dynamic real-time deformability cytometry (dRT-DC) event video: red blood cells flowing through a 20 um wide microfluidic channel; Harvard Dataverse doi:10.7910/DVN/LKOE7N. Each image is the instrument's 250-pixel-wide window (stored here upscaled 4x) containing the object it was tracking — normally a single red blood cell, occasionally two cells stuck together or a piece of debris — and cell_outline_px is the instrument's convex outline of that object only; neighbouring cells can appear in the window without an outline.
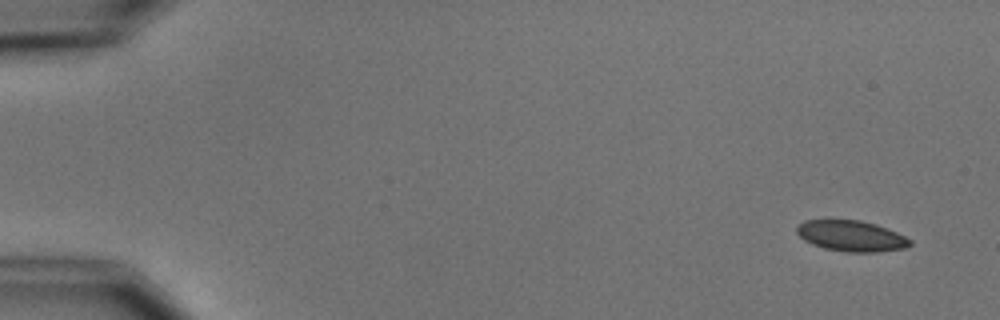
{"species": "common noctule bat (a hibernating species)", "species_latin": "Nyctalus noctula", "temperature_condition": "cold", "stored_images_in_passage": 5, "camera_frame_rate_fps": 3000, "um_per_image_px": 0.085, "animal": {"sex": "male", "body_mass_g": 15.6}, "frame": {"image": 1, "passage_image": 1, "time_ms": 0.0, "image_size_px": [1000, 320], "cell_outline_px": [[912, 244], [904, 248], [880, 252], [844, 252], [824, 248], [812, 244], [804, 240], [796, 232], [796, 224], [804, 220], [860, 220], [876, 224], [896, 232], [912, 240]], "centroid_in_image_um": [72.34, 20.06], "position_along_channel_um": 12.7, "area_um2": 20.46}}
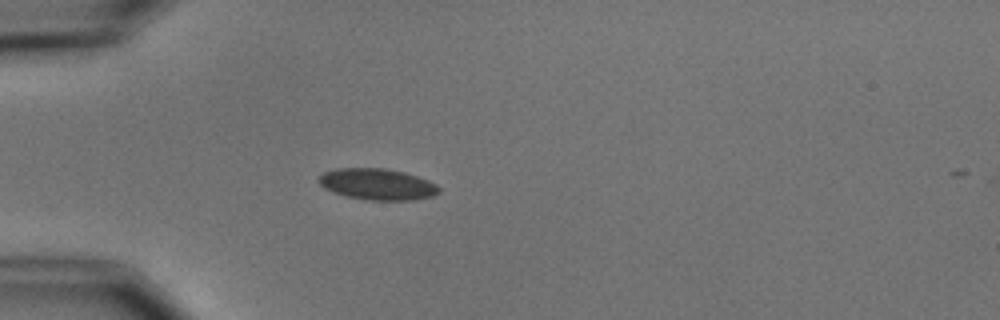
{"frame": {"image": 2, "passage_image": 4, "time_ms": 4.333, "image_size_px": [1000, 320], "cell_outline_px": [[440, 192], [432, 196], [412, 200], [368, 200], [348, 196], [332, 192], [324, 188], [316, 180], [324, 172], [336, 168], [384, 168], [404, 172], [428, 180], [436, 184], [440, 188]], "centroid_in_image_um": [32.06, 15.65], "position_along_channel_um": 52.9, "area_um2": 21.91}}